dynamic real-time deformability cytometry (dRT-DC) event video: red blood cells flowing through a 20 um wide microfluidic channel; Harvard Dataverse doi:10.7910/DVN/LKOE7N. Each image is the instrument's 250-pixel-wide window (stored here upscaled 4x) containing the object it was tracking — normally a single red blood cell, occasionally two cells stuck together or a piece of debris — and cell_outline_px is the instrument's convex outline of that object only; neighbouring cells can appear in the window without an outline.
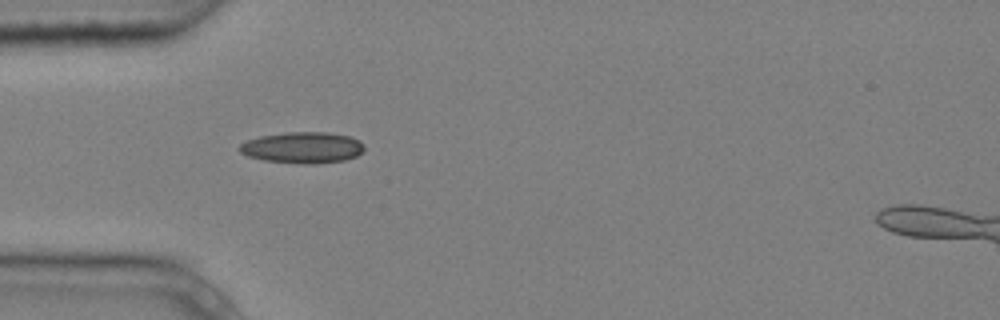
{"species": "common noctule bat (a hibernating species)", "species_latin": "Nyctalus noctula", "temperature_condition": "cold", "stored_images_in_passage": 1, "camera_frame_rate_fps": 3000, "um_per_image_px": 0.085, "animal": {"sex": "male", "body_mass_g": 20.4}, "frame": {"image": 1, "passage_image": 1, "time_ms": 0.0, "image_size_px": [1000, 320], "cell_outline_px": [[364, 148], [356, 156], [344, 160], [312, 164], [304, 164], [264, 160], [248, 156], [240, 152], [236, 148], [240, 144], [248, 140], [260, 136], [288, 132], [328, 132], [348, 136], [360, 140], [364, 144]], "centroid_in_image_um": [25.7, 12.54], "position_along_channel_um": 59.3, "area_um2": 22.66}}